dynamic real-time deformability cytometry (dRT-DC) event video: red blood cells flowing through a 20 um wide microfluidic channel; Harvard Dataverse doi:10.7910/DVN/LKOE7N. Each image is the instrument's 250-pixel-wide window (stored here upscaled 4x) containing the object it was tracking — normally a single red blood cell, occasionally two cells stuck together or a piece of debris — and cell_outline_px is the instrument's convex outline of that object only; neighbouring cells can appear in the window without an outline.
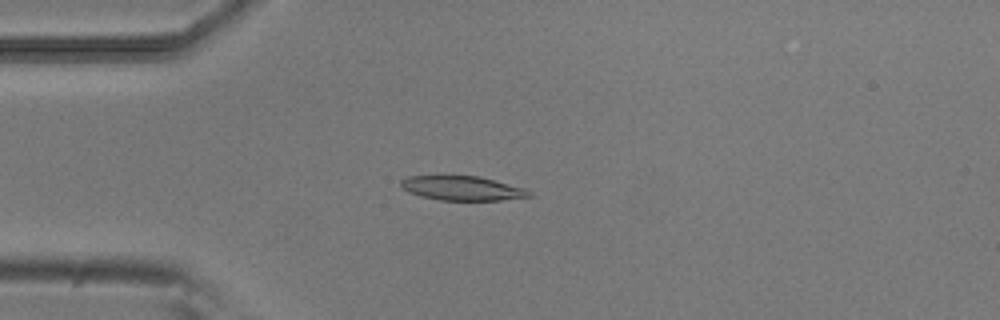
{"species": "common noctule bat (a hibernating species)", "species_latin": "Nyctalus noctula", "temperature_condition": "room temperature", "stored_images_in_passage": 42, "camera_frame_rate_fps": 3000, "um_per_image_px": 0.085, "animal": {"sex": "male", "body_mass_g": 20.5, "forearm_length_mm": 52.5}, "frame": {"image": 1, "passage_image": 8, "time_ms": 2.333, "image_size_px": [1000, 320], "cell_outline_px": [[532, 196], [500, 200], [440, 200], [420, 196], [408, 192], [400, 184], [400, 180], [408, 176], [480, 176], [524, 188], [532, 192]], "centroid_in_image_um": [39.29, 16.0], "position_along_channel_um": 45.7, "area_um2": 18.09}}
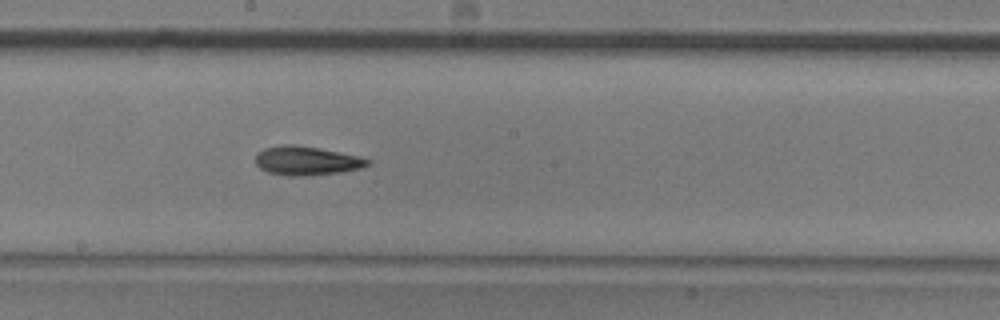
{"frame": {"image": 2, "passage_image": 23, "time_ms": 7.333, "image_size_px": [1000, 320], "cell_outline_px": [[372, 160], [368, 164], [360, 168], [340, 172], [304, 176], [288, 176], [268, 172], [260, 168], [256, 164], [256, 152], [264, 148], [288, 144], [296, 144], [320, 148], [360, 156]], "centroid_in_image_um": [26.05, 13.65], "position_along_channel_um": 222.2, "area_um2": 18.96}}
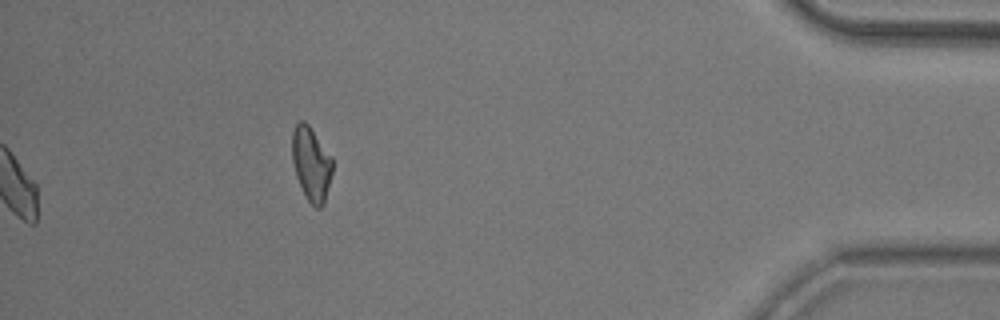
{"frame": {"image": 3, "passage_image": 42, "time_ms": 13.667, "image_size_px": [1000, 320], "cell_outline_px": [[332, 172], [324, 204], [320, 208], [316, 208], [308, 200], [296, 176], [292, 160], [292, 128], [300, 120], [304, 120], [308, 124], [332, 156]], "centroid_in_image_um": [26.45, 13.89], "position_along_channel_um": 408.7, "area_um2": 17.34}, "authors_computed_cell_mechanics": {"area_um2": 18.0625, "velocity_mm_per_s": 3.8174, "shape_relaxation_time_tau1_ms": 4.8204, "shape_relaxation_time_tau2_ms": null, "deformation_change_tau1": 0.1357, "deformation_change_tau2": null}}